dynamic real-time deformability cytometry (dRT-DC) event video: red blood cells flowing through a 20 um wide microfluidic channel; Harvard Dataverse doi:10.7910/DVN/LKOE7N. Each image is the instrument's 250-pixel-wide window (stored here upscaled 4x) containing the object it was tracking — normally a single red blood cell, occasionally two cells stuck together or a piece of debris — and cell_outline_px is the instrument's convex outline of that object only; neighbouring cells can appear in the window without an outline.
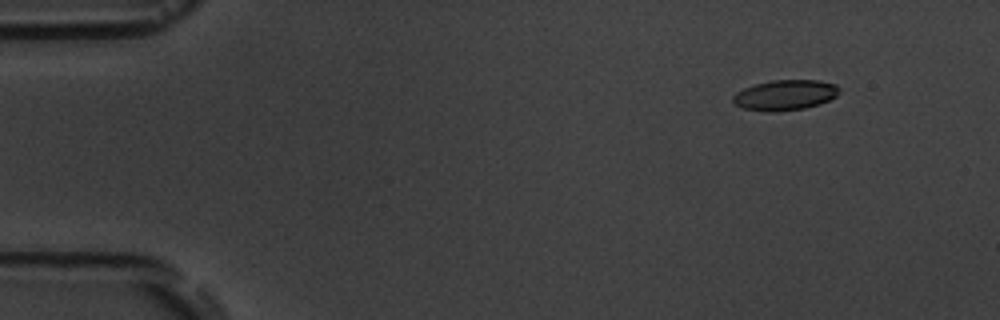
{"species": "common noctule bat (a hibernating species)", "species_latin": "Nyctalus noctula", "temperature_condition": "room temperature", "stored_images_in_passage": 5, "camera_frame_rate_fps": 3000, "um_per_image_px": 0.085, "animal": {"sex": "male", "body_mass_g": 19.5, "forearm_length_mm": 54.6}, "frame": {"image": 1, "passage_image": 2, "time_ms": 1.0, "image_size_px": [1000, 320], "cell_outline_px": [[840, 92], [836, 96], [820, 104], [804, 108], [772, 112], [768, 112], [744, 108], [732, 104], [732, 96], [736, 92], [744, 88], [756, 84], [772, 80], [820, 80], [836, 84], [840, 88]], "centroid_in_image_um": [66.73, 8.07], "position_along_channel_um": 18.3, "area_um2": 18.9}}
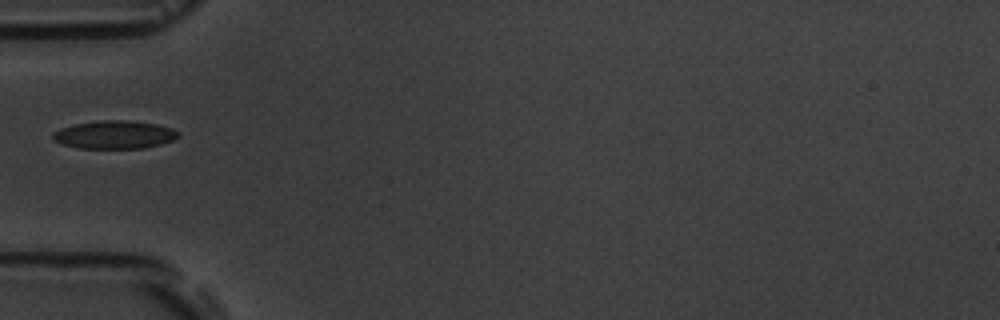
{"frame": {"image": 2, "passage_image": 5, "time_ms": 5.333, "image_size_px": [1000, 320], "cell_outline_px": [[180, 136], [172, 140], [160, 144], [144, 148], [80, 148], [64, 144], [56, 140], [52, 136], [52, 132], [60, 128], [76, 124], [104, 120], [124, 120], [156, 124], [172, 128]], "centroid_in_image_um": [9.73, 11.45], "position_along_channel_um": 75.3, "area_um2": 20.17}}